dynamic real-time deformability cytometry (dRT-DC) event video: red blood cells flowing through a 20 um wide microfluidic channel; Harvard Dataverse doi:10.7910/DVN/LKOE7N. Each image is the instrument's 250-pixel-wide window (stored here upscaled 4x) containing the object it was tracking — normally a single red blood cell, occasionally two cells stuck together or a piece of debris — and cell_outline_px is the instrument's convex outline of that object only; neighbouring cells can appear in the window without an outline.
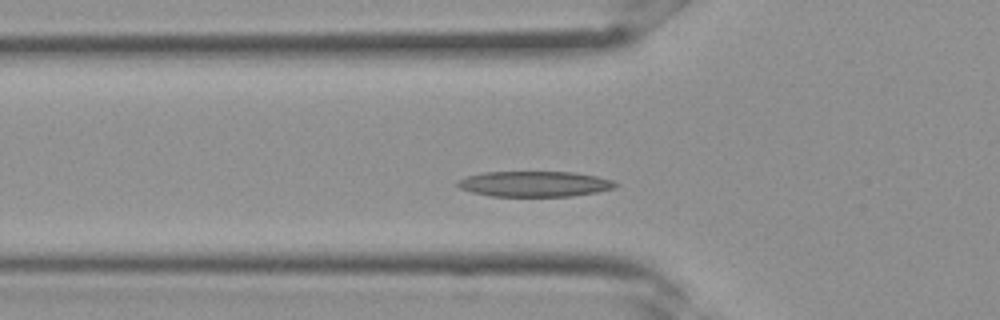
{"species": "Egyptian fruit bat (a non-hibernating species)", "species_latin": "Rousettus aegyptiacus", "temperature_condition": "room temperature", "stored_images_in_passage": 29, "camera_frame_rate_fps": 3000, "um_per_image_px": 0.085, "frame": {"image": 1, "passage_image": 7, "time_ms": 2.0, "image_size_px": [1000, 320], "cell_outline_px": [[620, 184], [616, 188], [596, 192], [572, 196], [492, 196], [472, 192], [460, 188], [456, 184], [456, 180], [468, 176], [484, 172], [572, 172], [596, 176], [612, 180]], "centroid_in_image_um": [45.45, 15.63], "position_along_channel_um": 80.3, "area_um2": 23.47}}
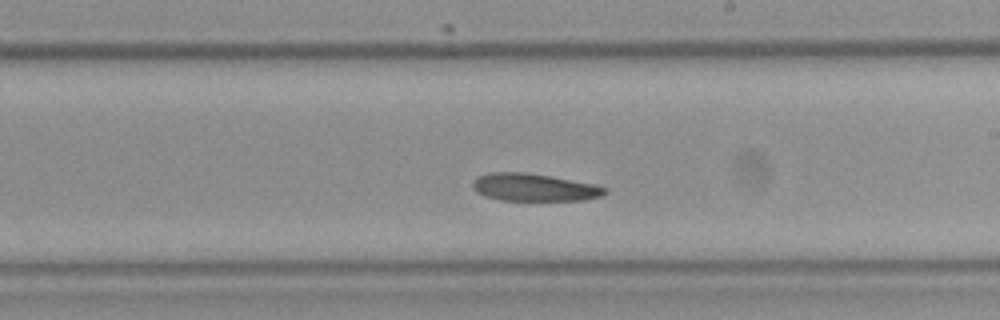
{"frame": {"image": 2, "passage_image": 15, "time_ms": 4.667, "image_size_px": [1000, 320], "cell_outline_px": [[608, 192], [600, 196], [584, 200], [500, 200], [484, 196], [476, 192], [472, 188], [472, 180], [476, 176], [488, 172], [524, 172], [596, 184], [608, 188]], "centroid_in_image_um": [45.36, 15.92], "position_along_channel_um": 243.6, "area_um2": 21.39}}
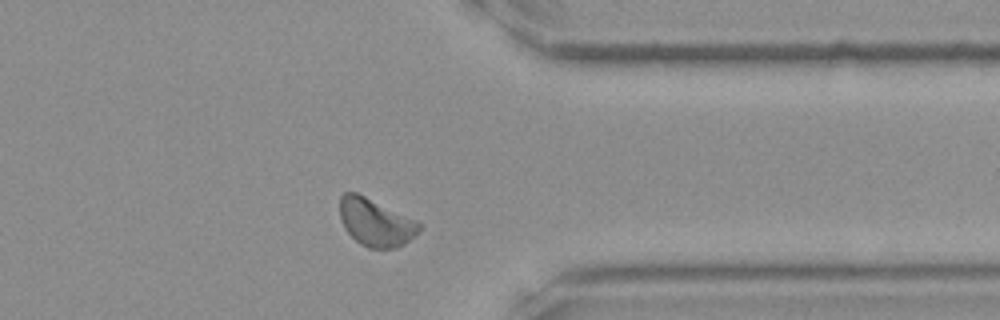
{"frame": {"image": 3, "passage_image": 22, "time_ms": 7.0, "image_size_px": [1000, 320], "cell_outline_px": [[424, 224], [420, 232], [404, 244], [396, 248], [368, 248], [360, 244], [344, 228], [340, 220], [340, 196], [344, 192], [356, 192]], "centroid_in_image_um": [31.94, 18.91], "position_along_channel_um": 379.5, "area_um2": 22.02}}